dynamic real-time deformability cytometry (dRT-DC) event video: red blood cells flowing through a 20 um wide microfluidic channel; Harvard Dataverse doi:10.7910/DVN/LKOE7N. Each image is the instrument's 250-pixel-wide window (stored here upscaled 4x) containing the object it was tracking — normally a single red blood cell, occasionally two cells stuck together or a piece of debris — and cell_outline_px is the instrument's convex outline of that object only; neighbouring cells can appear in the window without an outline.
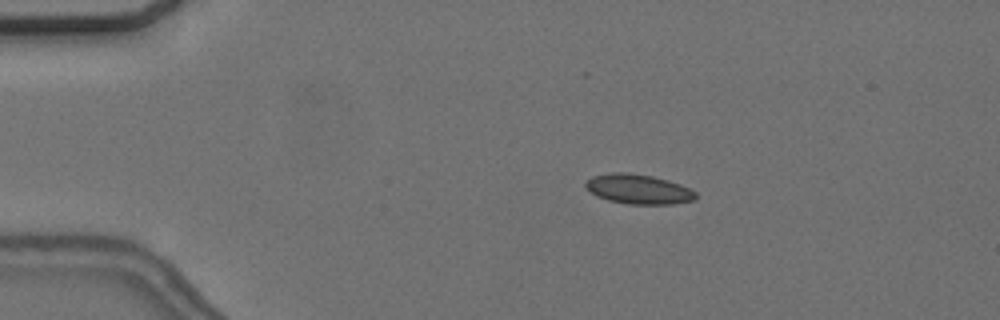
{"species": "common noctule bat (a hibernating species)", "species_latin": "Nyctalus noctula", "temperature_condition": "cold", "stored_images_in_passage": 49, "camera_frame_rate_fps": 3000, "um_per_image_px": 0.085, "animal": {"sex": "female", "body_mass_g": 24.6, "forearm_length_mm": 56.2}, "frame": {"image": 1, "passage_image": 4, "time_ms": 1.0, "image_size_px": [1000, 320], "cell_outline_px": [[696, 200], [672, 204], [628, 204], [608, 200], [596, 196], [584, 184], [592, 176], [608, 172], [628, 172], [652, 176], [668, 180], [680, 184], [696, 192]], "centroid_in_image_um": [54.27, 16.07], "position_along_channel_um": 30.7, "area_um2": 19.07}}
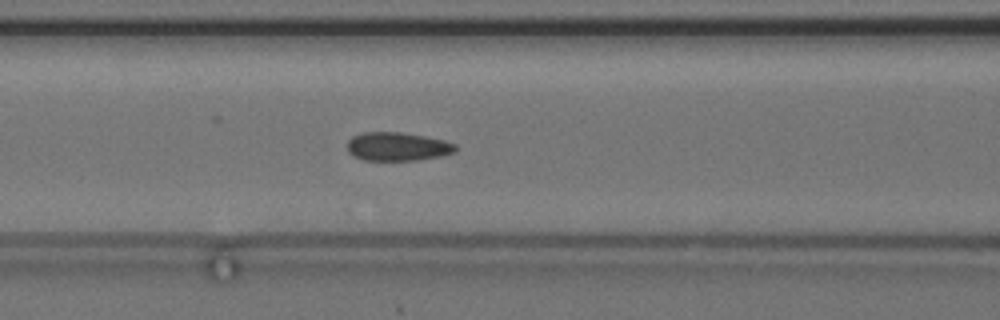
{"frame": {"image": 2, "passage_image": 17, "time_ms": 5.333, "image_size_px": [1000, 320], "cell_outline_px": [[456, 152], [440, 156], [416, 160], [364, 160], [352, 156], [348, 152], [348, 140], [352, 136], [364, 132], [400, 132], [424, 136], [444, 140], [456, 144]], "centroid_in_image_um": [33.77, 12.46], "position_along_channel_um": 132.8, "area_um2": 18.03}}
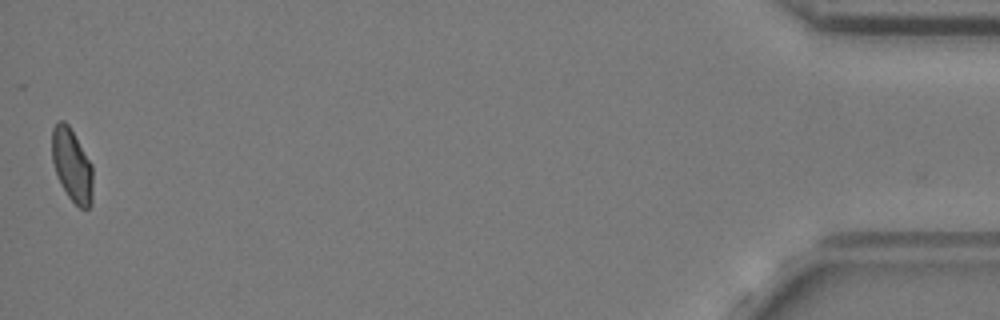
{"frame": {"image": 3, "passage_image": 49, "time_ms": 16.0, "image_size_px": [1000, 320], "cell_outline_px": [[92, 204], [88, 208], [80, 208], [68, 196], [56, 172], [52, 160], [52, 128], [60, 120], [64, 120], [68, 124], [92, 164]], "centroid_in_image_um": [6.12, 14.03], "position_along_channel_um": 429.1, "area_um2": 17.11}, "authors_computed_cell_mechanics": {"area_um2": 18.1492, "velocity_mm_per_s": 3.6648, "shape_relaxation_time_tau1_ms": null, "shape_relaxation_time_tau2_ms": 1.5001, "deformation_change_tau1": null, "deformation_change_tau2": 0.0632}}